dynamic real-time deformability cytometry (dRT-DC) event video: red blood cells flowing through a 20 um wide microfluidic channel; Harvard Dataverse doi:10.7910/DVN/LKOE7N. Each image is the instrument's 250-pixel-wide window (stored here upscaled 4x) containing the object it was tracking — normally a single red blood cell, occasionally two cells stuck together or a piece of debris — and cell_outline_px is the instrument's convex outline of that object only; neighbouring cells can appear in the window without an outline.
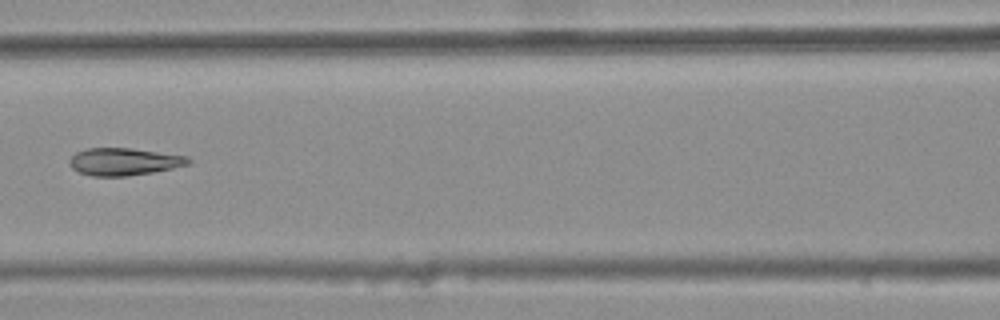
{"species": "common noctule bat (a hibernating species)", "species_latin": "Nyctalus noctula", "temperature_condition": "warm", "stored_images_in_passage": 9, "camera_frame_rate_fps": 3000, "um_per_image_px": 0.085, "animal": {"sex": "female", "body_mass_g": 25.1}, "frame": {"image": 1, "passage_image": 8, "time_ms": 2.333, "image_size_px": [1000, 320], "cell_outline_px": [[192, 164], [152, 172], [128, 176], [92, 176], [80, 172], [72, 168], [68, 160], [76, 152], [88, 148], [132, 148], [188, 156], [192, 160]], "centroid_in_image_um": [10.57, 13.74], "position_along_channel_um": 156.0, "area_um2": 19.02}}
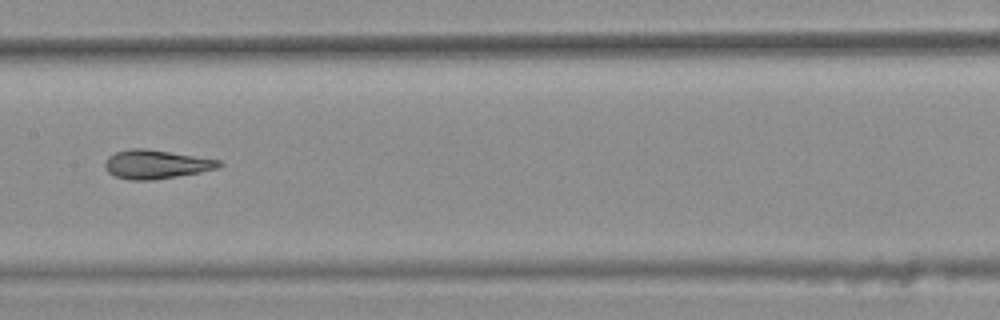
{"frame": {"image": 2, "passage_image": 9, "time_ms": 2.667, "image_size_px": [1000, 320], "cell_outline_px": [[224, 164], [220, 168], [200, 172], [152, 180], [128, 180], [116, 176], [108, 172], [104, 168], [104, 160], [108, 156], [116, 152], [128, 148], [144, 148], [220, 160]], "centroid_in_image_um": [13.24, 13.96], "position_along_channel_um": 194.2, "area_um2": 19.19}}